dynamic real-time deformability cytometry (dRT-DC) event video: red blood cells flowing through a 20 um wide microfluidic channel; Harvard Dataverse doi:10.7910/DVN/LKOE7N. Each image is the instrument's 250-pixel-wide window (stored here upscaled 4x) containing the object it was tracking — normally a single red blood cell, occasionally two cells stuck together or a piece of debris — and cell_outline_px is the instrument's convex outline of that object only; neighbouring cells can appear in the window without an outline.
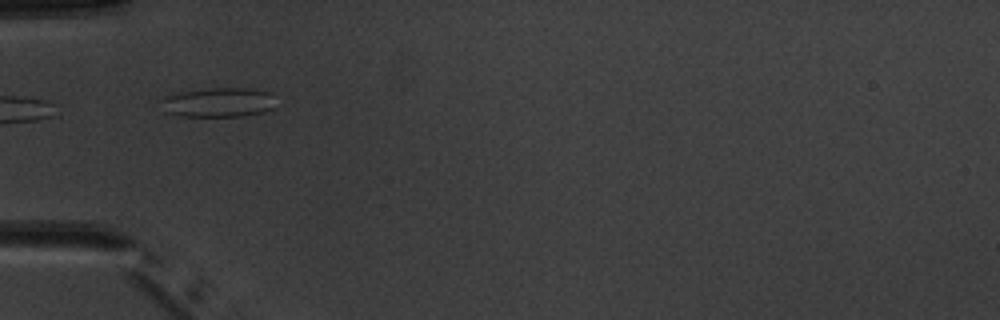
{"species": "common noctule bat (a hibernating species)", "species_latin": "Nyctalus noctula", "temperature_condition": "warm", "stored_images_in_passage": 7, "camera_frame_rate_fps": 3000, "um_per_image_px": 0.085, "animal": {"sex": "male", "body_mass_g": 20.1, "forearm_length_mm": 53.5}, "frame": {"image": 1, "passage_image": 5, "time_ms": 4.667, "image_size_px": [1000, 320], "cell_outline_px": [[276, 108], [264, 112], [244, 116], [180, 116], [164, 112], [156, 100], [164, 96], [180, 92], [208, 88], [248, 88], [272, 92]], "centroid_in_image_um": [18.53, 8.7], "position_along_channel_um": 66.5, "area_um2": 20.29}}
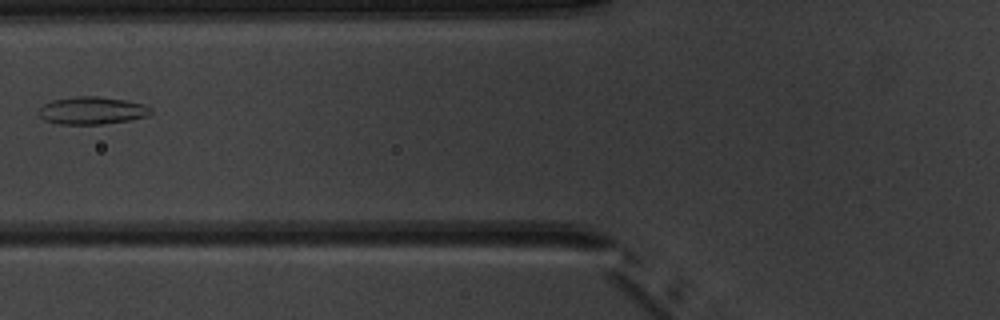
{"frame": {"image": 2, "passage_image": 6, "time_ms": 6.0, "image_size_px": [1000, 320], "cell_outline_px": [[152, 112], [148, 116], [128, 120], [104, 124], [60, 124], [44, 120], [36, 112], [44, 104], [52, 100], [76, 96], [100, 96], [124, 100], [144, 104], [152, 108]], "centroid_in_image_um": [7.81, 9.39], "position_along_channel_um": 118.0, "area_um2": 18.09}}
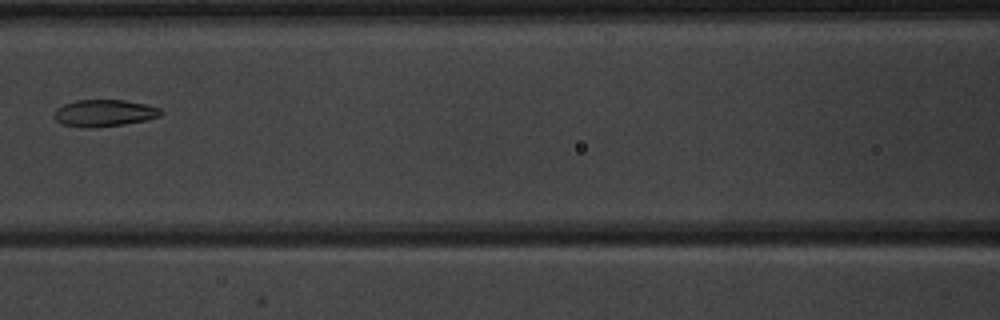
{"frame": {"image": 3, "passage_image": 7, "time_ms": 7.0, "image_size_px": [1000, 320], "cell_outline_px": [[164, 112], [160, 116], [144, 120], [124, 124], [92, 128], [84, 128], [64, 124], [56, 120], [52, 116], [56, 108], [64, 104], [76, 100], [124, 100], [144, 104], [160, 108]], "centroid_in_image_um": [8.83, 9.61], "position_along_channel_um": 157.8, "area_um2": 16.7}}